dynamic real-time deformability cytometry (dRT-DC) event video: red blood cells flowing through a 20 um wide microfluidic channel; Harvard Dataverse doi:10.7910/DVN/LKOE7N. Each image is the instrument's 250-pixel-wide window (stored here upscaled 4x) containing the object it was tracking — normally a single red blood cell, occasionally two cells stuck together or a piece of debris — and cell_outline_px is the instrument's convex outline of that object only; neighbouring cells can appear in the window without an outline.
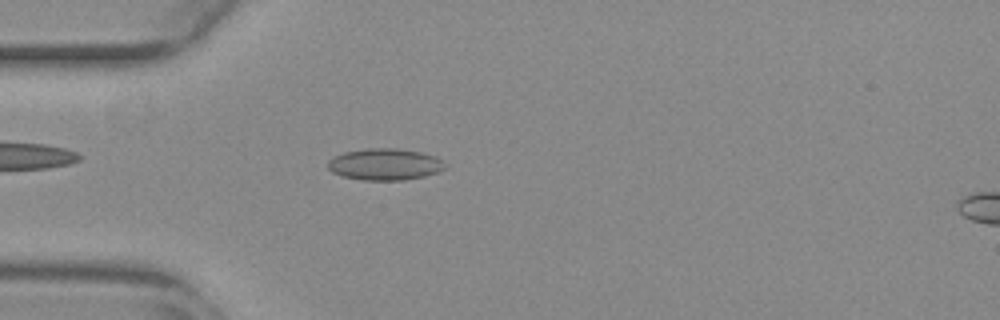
{"species": "common noctule bat (a hibernating species)", "species_latin": "Nyctalus noctula", "temperature_condition": "warm", "stored_images_in_passage": 42, "camera_frame_rate_fps": 3000, "um_per_image_px": 0.085, "animal": {"sex": "female", "body_mass_g": 29.2, "forearm_length_mm": 56.3}, "frame": {"image": 1, "passage_image": 4, "time_ms": 1.0, "image_size_px": [1000, 320], "cell_outline_px": [[444, 168], [440, 172], [424, 176], [404, 180], [360, 180], [344, 176], [332, 172], [328, 168], [328, 160], [344, 152], [364, 148], [396, 148], [420, 152], [436, 156], [444, 164]], "centroid_in_image_um": [32.71, 13.96], "position_along_channel_um": 52.3, "area_um2": 21.56}}
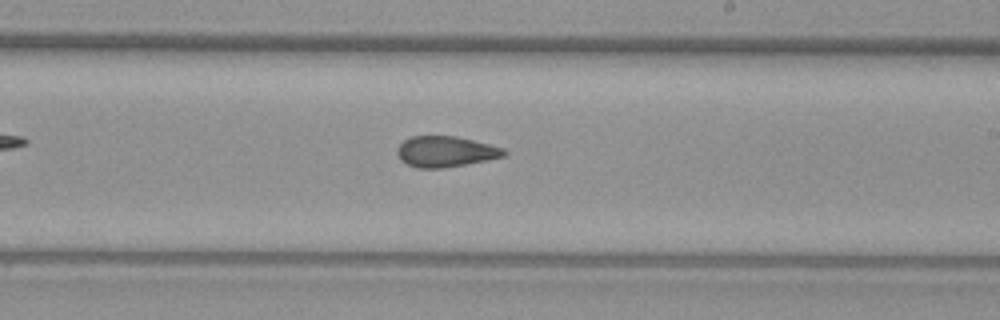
{"frame": {"image": 2, "passage_image": 20, "time_ms": 6.333, "image_size_px": [1000, 320], "cell_outline_px": [[508, 152], [504, 156], [444, 168], [416, 168], [400, 160], [396, 152], [396, 148], [404, 140], [412, 136], [456, 136], [504, 148]], "centroid_in_image_um": [37.83, 12.88], "position_along_channel_um": 251.2, "area_um2": 19.02}}
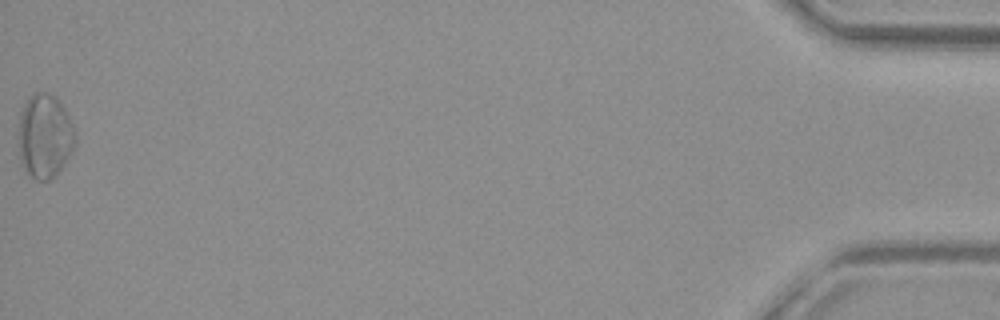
{"frame": {"image": 3, "passage_image": 42, "time_ms": 13.667, "image_size_px": [1000, 320], "cell_outline_px": [[76, 148], [56, 176], [48, 180], [36, 180], [24, 168], [20, 160], [16, 144], [20, 112], [28, 96], [32, 92], [48, 92], [56, 96], [64, 108], [72, 124], [76, 136]], "centroid_in_image_um": [3.79, 11.56], "position_along_channel_um": 431.4, "area_um2": 28.67}, "authors_computed_cell_mechanics": {"area_um2": 20.1433, "velocity_mm_per_s": 3.8905, "shape_relaxation_time_tau1_ms": null, "shape_relaxation_time_tau2_ms": 1.5612, "deformation_change_tau1": null, "deformation_change_tau2": 0.0682}}